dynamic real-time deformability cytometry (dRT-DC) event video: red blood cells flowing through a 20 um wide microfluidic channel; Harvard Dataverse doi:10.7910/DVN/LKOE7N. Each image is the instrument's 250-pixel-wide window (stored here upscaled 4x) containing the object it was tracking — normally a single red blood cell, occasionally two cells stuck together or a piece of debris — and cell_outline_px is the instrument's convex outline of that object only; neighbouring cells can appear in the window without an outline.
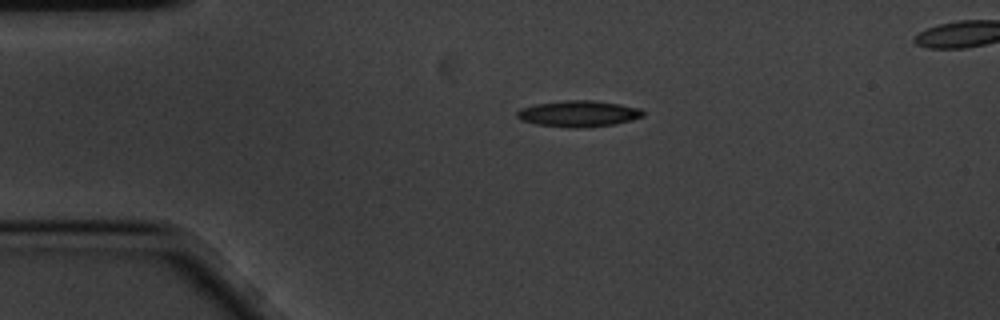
{"species": "common noctule bat (a hibernating species)", "species_latin": "Nyctalus noctula", "temperature_condition": "cold", "stored_images_in_passage": 8, "camera_frame_rate_fps": 3000, "um_per_image_px": 0.085, "animal": {"sex": "male", "body_mass_g": 20.1, "forearm_length_mm": 53.5}, "frame": {"image": 1, "passage_image": 1, "time_ms": 0.0, "image_size_px": [1000, 320], "cell_outline_px": [[644, 116], [612, 124], [584, 128], [568, 128], [536, 124], [520, 120], [516, 116], [516, 112], [520, 108], [536, 104], [564, 100], [592, 100], [620, 104], [640, 108], [644, 112]], "centroid_in_image_um": [49.13, 9.66], "position_along_channel_um": 35.9, "area_um2": 19.25}}
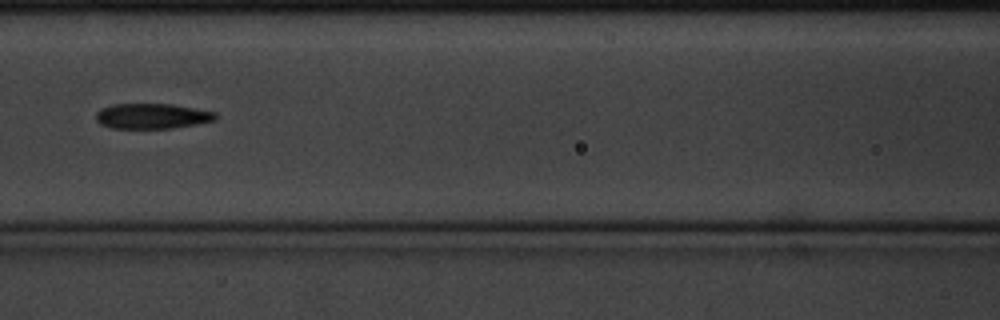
{"frame": {"image": 2, "passage_image": 5, "time_ms": 1.333, "image_size_px": [1000, 320], "cell_outline_px": [[216, 120], [196, 124], [172, 128], [112, 128], [100, 124], [96, 120], [96, 112], [100, 108], [112, 104], [172, 104], [216, 112]], "centroid_in_image_um": [12.9, 9.86], "position_along_channel_um": 153.7, "area_um2": 17.63}}
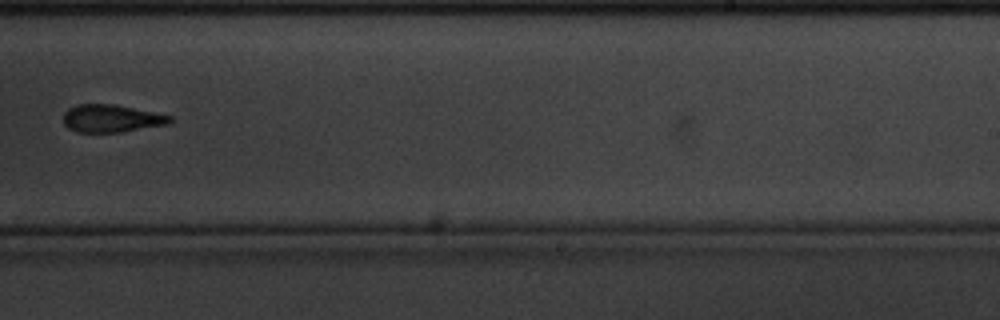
{"frame": {"image": 3, "passage_image": 8, "time_ms": 2.333, "image_size_px": [1000, 320], "cell_outline_px": [[172, 120], [168, 124], [120, 132], [76, 132], [68, 128], [64, 124], [64, 112], [68, 108], [76, 104], [116, 104], [172, 116]], "centroid_in_image_um": [9.44, 10.06], "position_along_channel_um": 279.6, "area_um2": 17.17}}